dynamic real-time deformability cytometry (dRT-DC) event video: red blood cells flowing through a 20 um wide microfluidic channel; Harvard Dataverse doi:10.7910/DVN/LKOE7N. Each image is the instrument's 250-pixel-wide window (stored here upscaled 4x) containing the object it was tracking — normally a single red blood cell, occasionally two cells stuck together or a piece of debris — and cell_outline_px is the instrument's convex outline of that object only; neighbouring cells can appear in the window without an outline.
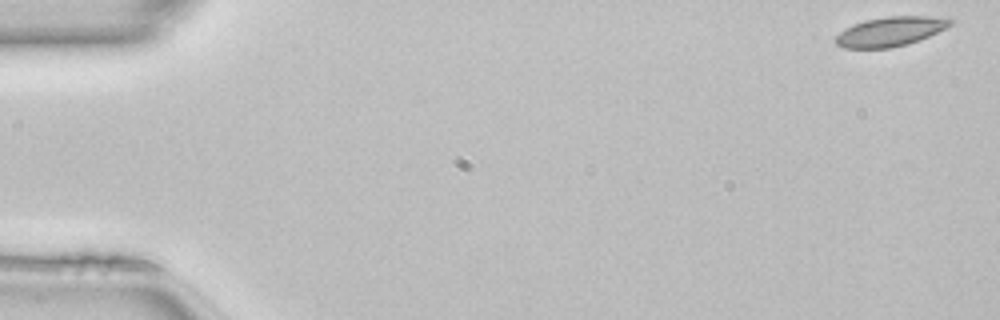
{"species": "common noctule bat (a hibernating species)", "species_latin": "Nyctalus noctula", "temperature_condition": "room temperature", "stored_images_in_passage": 49, "camera_frame_rate_fps": 3000, "um_per_image_px": 0.085, "animal": {"sex": "female", "body_mass_g": 22.7, "forearm_length_mm": 54.2}, "frame": {"image": 1, "passage_image": 1, "time_ms": 0.0, "image_size_px": [1000, 320], "cell_outline_px": [[952, 24], [920, 40], [908, 44], [892, 48], [844, 48], [836, 44], [836, 36], [840, 32], [852, 24], [864, 20], [888, 16], [928, 16], [952, 20]], "centroid_in_image_um": [75.63, 2.68], "position_along_channel_um": 9.4, "area_um2": 19.48}}
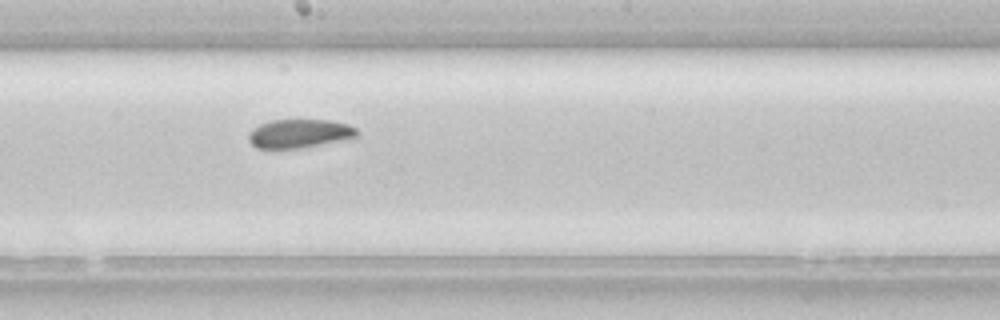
{"frame": {"image": 2, "passage_image": 27, "time_ms": 8.667, "image_size_px": [1000, 320], "cell_outline_px": [[360, 132], [356, 136], [320, 144], [300, 148], [256, 148], [248, 140], [248, 132], [260, 124], [272, 120], [328, 120], [348, 124], [356, 128]], "centroid_in_image_um": [25.41, 11.34], "position_along_channel_um": 222.8, "area_um2": 17.86}}
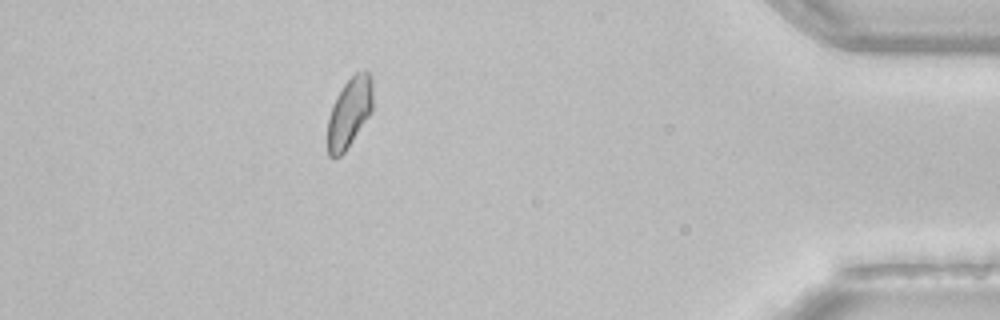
{"frame": {"image": 3, "passage_image": 44, "time_ms": 14.333, "image_size_px": [1000, 320], "cell_outline_px": [[372, 112], [344, 152], [340, 156], [332, 160], [328, 156], [328, 120], [332, 104], [336, 96], [344, 84], [356, 72], [364, 68], [372, 76]], "centroid_in_image_um": [29.7, 9.55], "position_along_channel_um": 405.5, "area_um2": 18.55}}